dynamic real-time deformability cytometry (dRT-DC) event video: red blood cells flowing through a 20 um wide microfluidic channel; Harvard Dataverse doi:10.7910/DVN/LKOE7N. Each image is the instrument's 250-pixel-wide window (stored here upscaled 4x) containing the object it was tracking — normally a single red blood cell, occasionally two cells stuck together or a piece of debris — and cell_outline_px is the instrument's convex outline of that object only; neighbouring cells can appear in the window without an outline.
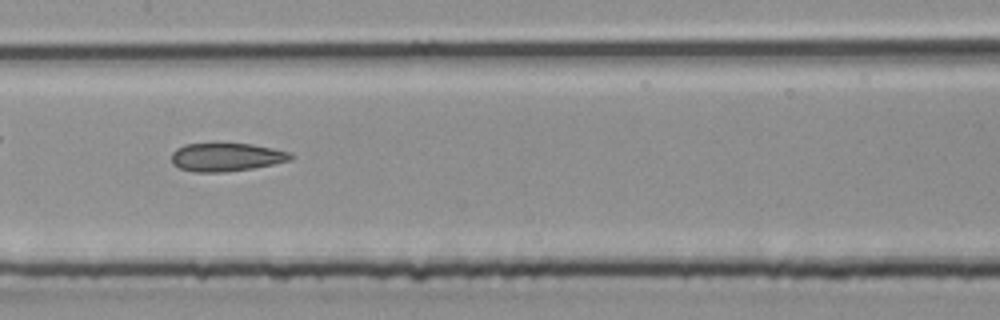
{"species": "common noctule bat (a hibernating species)", "species_latin": "Nyctalus noctula", "temperature_condition": "room temperature", "stored_images_in_passage": 36, "camera_frame_rate_fps": 3000, "um_per_image_px": 0.085, "animal": {"sex": "male", "body_mass_g": 20.4}, "frame": {"image": 1, "passage_image": 16, "time_ms": 5.0, "image_size_px": [1000, 320], "cell_outline_px": [[296, 156], [292, 160], [252, 168], [220, 172], [192, 172], [180, 168], [172, 164], [172, 152], [176, 148], [184, 144], [216, 140], [252, 144], [292, 152]], "centroid_in_image_um": [19.22, 13.29], "position_along_channel_um": 188.2, "area_um2": 20.63}}
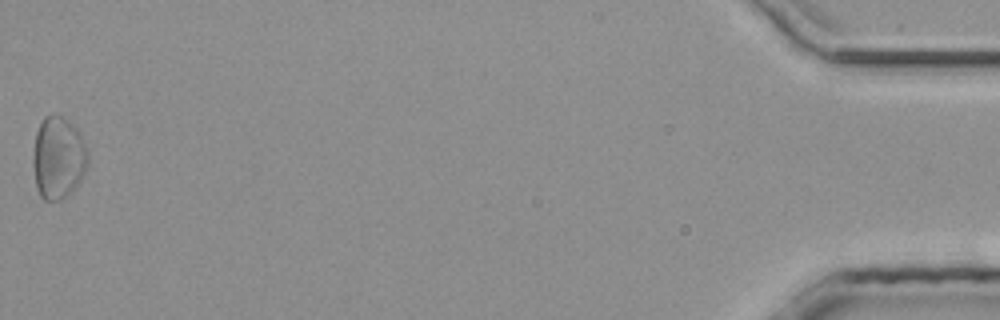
{"frame": {"image": 2, "passage_image": 36, "time_ms": 11.667, "image_size_px": [1000, 320], "cell_outline_px": [[88, 160], [84, 172], [76, 188], [72, 192], [60, 200], [44, 200], [40, 196], [36, 188], [32, 160], [32, 156], [36, 132], [44, 116], [60, 116], [68, 120], [80, 132], [88, 148]], "centroid_in_image_um": [4.95, 13.43], "position_along_channel_um": 430.2, "area_um2": 26.53}}